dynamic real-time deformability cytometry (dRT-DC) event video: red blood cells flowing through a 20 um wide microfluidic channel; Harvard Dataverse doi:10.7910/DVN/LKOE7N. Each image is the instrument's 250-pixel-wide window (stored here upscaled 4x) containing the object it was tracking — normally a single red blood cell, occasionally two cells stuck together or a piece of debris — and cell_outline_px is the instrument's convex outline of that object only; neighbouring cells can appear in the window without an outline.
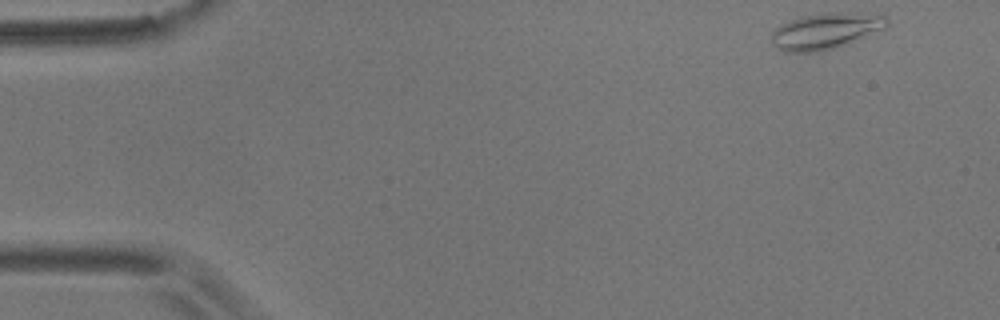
{"species": "common noctule bat (a hibernating species)", "species_latin": "Nyctalus noctula", "temperature_condition": "room temperature", "stored_images_in_passage": 54, "camera_frame_rate_fps": 3000, "um_per_image_px": 0.085, "animal": {"sex": "male", "body_mass_g": 17.9}, "frame": {"image": 1, "passage_image": 1, "time_ms": 0.0, "image_size_px": [1000, 320], "cell_outline_px": [[888, 24], [884, 28], [844, 44], [820, 52], [784, 52], [776, 48], [772, 44], [772, 32], [780, 24], [800, 16], [840, 12], [880, 12], [888, 16]], "centroid_in_image_um": [70.2, 2.61], "position_along_channel_um": 14.8, "area_um2": 24.39}}
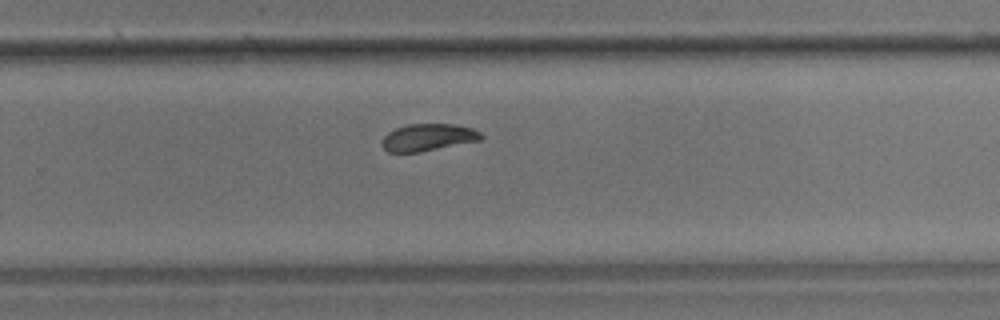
{"frame": {"image": 2, "passage_image": 34, "time_ms": 11.0, "image_size_px": [1000, 320], "cell_outline_px": [[484, 136], [480, 140], [420, 152], [388, 152], [380, 144], [380, 140], [388, 132], [396, 128], [408, 124], [456, 124], [472, 128], [480, 132]], "centroid_in_image_um": [36.36, 11.67], "position_along_channel_um": 293.4, "area_um2": 15.72}}
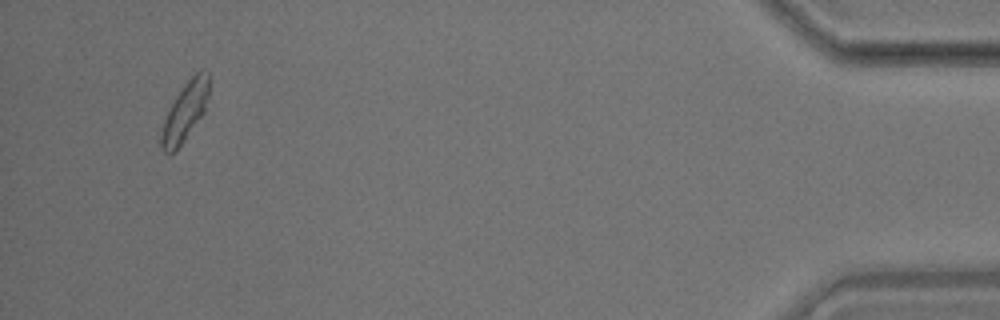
{"frame": {"image": 3, "passage_image": 51, "time_ms": 16.667, "image_size_px": [1000, 320], "cell_outline_px": [[208, 96], [204, 112], [184, 140], [172, 152], [164, 152], [160, 148], [160, 136], [164, 120], [176, 96], [188, 80], [196, 72], [208, 72]], "centroid_in_image_um": [15.71, 9.51], "position_along_channel_um": 419.5, "area_um2": 15.66}, "authors_computed_cell_mechanics": {"area_um2": 16.473, "velocity_mm_per_s": 3.5153, "shape_relaxation_time_tau1_ms": 3.4134, "shape_relaxation_time_tau2_ms": 3.8875, "deformation_change_tau1": 0.0977, "deformation_change_tau2": 0.0717}}